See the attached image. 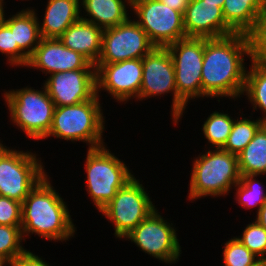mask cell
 I'll return each instance as SVG.
<instances>
[{
	"label": "cell",
	"mask_w": 266,
	"mask_h": 266,
	"mask_svg": "<svg viewBox=\"0 0 266 266\" xmlns=\"http://www.w3.org/2000/svg\"><path fill=\"white\" fill-rule=\"evenodd\" d=\"M80 18L91 22L103 30L113 28L127 21L131 16L128 8L132 7V0H80ZM88 16V18H87Z\"/></svg>",
	"instance_id": "d6986e66"
},
{
	"label": "cell",
	"mask_w": 266,
	"mask_h": 266,
	"mask_svg": "<svg viewBox=\"0 0 266 266\" xmlns=\"http://www.w3.org/2000/svg\"><path fill=\"white\" fill-rule=\"evenodd\" d=\"M183 18L186 37L209 39L236 33L225 22L219 3L190 0Z\"/></svg>",
	"instance_id": "e0dca14e"
},
{
	"label": "cell",
	"mask_w": 266,
	"mask_h": 266,
	"mask_svg": "<svg viewBox=\"0 0 266 266\" xmlns=\"http://www.w3.org/2000/svg\"><path fill=\"white\" fill-rule=\"evenodd\" d=\"M265 6L266 0H225L222 13L225 22L236 33L247 34Z\"/></svg>",
	"instance_id": "7402d4cb"
},
{
	"label": "cell",
	"mask_w": 266,
	"mask_h": 266,
	"mask_svg": "<svg viewBox=\"0 0 266 266\" xmlns=\"http://www.w3.org/2000/svg\"><path fill=\"white\" fill-rule=\"evenodd\" d=\"M247 36L251 54L249 60L266 65V6L260 11Z\"/></svg>",
	"instance_id": "f1b7e54d"
},
{
	"label": "cell",
	"mask_w": 266,
	"mask_h": 266,
	"mask_svg": "<svg viewBox=\"0 0 266 266\" xmlns=\"http://www.w3.org/2000/svg\"><path fill=\"white\" fill-rule=\"evenodd\" d=\"M2 96L10 112V120L29 139L39 141L48 134L55 104L44 85L41 90L27 86L4 91Z\"/></svg>",
	"instance_id": "5b68a950"
},
{
	"label": "cell",
	"mask_w": 266,
	"mask_h": 266,
	"mask_svg": "<svg viewBox=\"0 0 266 266\" xmlns=\"http://www.w3.org/2000/svg\"><path fill=\"white\" fill-rule=\"evenodd\" d=\"M96 93L102 90L118 103L139 97L142 82V59H131L111 64H95Z\"/></svg>",
	"instance_id": "5bb4252c"
},
{
	"label": "cell",
	"mask_w": 266,
	"mask_h": 266,
	"mask_svg": "<svg viewBox=\"0 0 266 266\" xmlns=\"http://www.w3.org/2000/svg\"><path fill=\"white\" fill-rule=\"evenodd\" d=\"M225 0H205V2L219 3V7L222 9Z\"/></svg>",
	"instance_id": "ab89813d"
},
{
	"label": "cell",
	"mask_w": 266,
	"mask_h": 266,
	"mask_svg": "<svg viewBox=\"0 0 266 266\" xmlns=\"http://www.w3.org/2000/svg\"><path fill=\"white\" fill-rule=\"evenodd\" d=\"M142 66V82L137 101L171 93L173 96L171 116L174 124H178V94L175 69L167 47H155L142 58Z\"/></svg>",
	"instance_id": "4fadbf2b"
},
{
	"label": "cell",
	"mask_w": 266,
	"mask_h": 266,
	"mask_svg": "<svg viewBox=\"0 0 266 266\" xmlns=\"http://www.w3.org/2000/svg\"><path fill=\"white\" fill-rule=\"evenodd\" d=\"M6 265L10 266L11 261L4 255H0V266H6Z\"/></svg>",
	"instance_id": "74e56055"
},
{
	"label": "cell",
	"mask_w": 266,
	"mask_h": 266,
	"mask_svg": "<svg viewBox=\"0 0 266 266\" xmlns=\"http://www.w3.org/2000/svg\"><path fill=\"white\" fill-rule=\"evenodd\" d=\"M159 210H154L139 223L124 239L135 243L142 252L164 262L176 264L181 257V246L176 228ZM165 219V220H164Z\"/></svg>",
	"instance_id": "30bf717a"
},
{
	"label": "cell",
	"mask_w": 266,
	"mask_h": 266,
	"mask_svg": "<svg viewBox=\"0 0 266 266\" xmlns=\"http://www.w3.org/2000/svg\"><path fill=\"white\" fill-rule=\"evenodd\" d=\"M106 146L88 149L84 165L86 191L98 212L134 177L129 166Z\"/></svg>",
	"instance_id": "8992f818"
},
{
	"label": "cell",
	"mask_w": 266,
	"mask_h": 266,
	"mask_svg": "<svg viewBox=\"0 0 266 266\" xmlns=\"http://www.w3.org/2000/svg\"><path fill=\"white\" fill-rule=\"evenodd\" d=\"M156 46L132 18L103 31L101 54L96 64L142 59Z\"/></svg>",
	"instance_id": "7c38bea8"
},
{
	"label": "cell",
	"mask_w": 266,
	"mask_h": 266,
	"mask_svg": "<svg viewBox=\"0 0 266 266\" xmlns=\"http://www.w3.org/2000/svg\"><path fill=\"white\" fill-rule=\"evenodd\" d=\"M141 183L134 176L100 210L112 223L114 235L120 240L157 209Z\"/></svg>",
	"instance_id": "ba28073f"
},
{
	"label": "cell",
	"mask_w": 266,
	"mask_h": 266,
	"mask_svg": "<svg viewBox=\"0 0 266 266\" xmlns=\"http://www.w3.org/2000/svg\"><path fill=\"white\" fill-rule=\"evenodd\" d=\"M135 21L156 47H167L186 38L183 13L159 0H132Z\"/></svg>",
	"instance_id": "8fae6325"
},
{
	"label": "cell",
	"mask_w": 266,
	"mask_h": 266,
	"mask_svg": "<svg viewBox=\"0 0 266 266\" xmlns=\"http://www.w3.org/2000/svg\"><path fill=\"white\" fill-rule=\"evenodd\" d=\"M103 31L95 24L80 18L58 39L64 46L82 54L95 65L101 54Z\"/></svg>",
	"instance_id": "ac0fdd59"
},
{
	"label": "cell",
	"mask_w": 266,
	"mask_h": 266,
	"mask_svg": "<svg viewBox=\"0 0 266 266\" xmlns=\"http://www.w3.org/2000/svg\"><path fill=\"white\" fill-rule=\"evenodd\" d=\"M256 214V219L254 220L266 230V202L262 205V207Z\"/></svg>",
	"instance_id": "d590c367"
},
{
	"label": "cell",
	"mask_w": 266,
	"mask_h": 266,
	"mask_svg": "<svg viewBox=\"0 0 266 266\" xmlns=\"http://www.w3.org/2000/svg\"><path fill=\"white\" fill-rule=\"evenodd\" d=\"M50 178L47 174L23 200L21 230L25 242L32 234L54 242H66L75 237L77 230L68 205L56 192Z\"/></svg>",
	"instance_id": "7a4b0ae2"
},
{
	"label": "cell",
	"mask_w": 266,
	"mask_h": 266,
	"mask_svg": "<svg viewBox=\"0 0 266 266\" xmlns=\"http://www.w3.org/2000/svg\"><path fill=\"white\" fill-rule=\"evenodd\" d=\"M0 139V157L9 149V147L5 146L3 143V140Z\"/></svg>",
	"instance_id": "f35d334b"
},
{
	"label": "cell",
	"mask_w": 266,
	"mask_h": 266,
	"mask_svg": "<svg viewBox=\"0 0 266 266\" xmlns=\"http://www.w3.org/2000/svg\"><path fill=\"white\" fill-rule=\"evenodd\" d=\"M235 118L222 113L213 111L202 125L204 139H207L209 148H223L231 133ZM213 146V147H212Z\"/></svg>",
	"instance_id": "4316f807"
},
{
	"label": "cell",
	"mask_w": 266,
	"mask_h": 266,
	"mask_svg": "<svg viewBox=\"0 0 266 266\" xmlns=\"http://www.w3.org/2000/svg\"><path fill=\"white\" fill-rule=\"evenodd\" d=\"M0 52L6 55L7 64L20 68L27 65L29 57L14 45V37L11 29L4 23H0Z\"/></svg>",
	"instance_id": "1f68e13d"
},
{
	"label": "cell",
	"mask_w": 266,
	"mask_h": 266,
	"mask_svg": "<svg viewBox=\"0 0 266 266\" xmlns=\"http://www.w3.org/2000/svg\"><path fill=\"white\" fill-rule=\"evenodd\" d=\"M175 69L178 122L192 99L202 98L204 38L186 37L167 46Z\"/></svg>",
	"instance_id": "52a82bcc"
},
{
	"label": "cell",
	"mask_w": 266,
	"mask_h": 266,
	"mask_svg": "<svg viewBox=\"0 0 266 266\" xmlns=\"http://www.w3.org/2000/svg\"><path fill=\"white\" fill-rule=\"evenodd\" d=\"M237 117L234 120L231 133L228 136V140L223 150L238 155L254 138L258 129L264 124L258 118L252 120V116L248 117ZM240 118V119H239Z\"/></svg>",
	"instance_id": "484cf974"
},
{
	"label": "cell",
	"mask_w": 266,
	"mask_h": 266,
	"mask_svg": "<svg viewBox=\"0 0 266 266\" xmlns=\"http://www.w3.org/2000/svg\"><path fill=\"white\" fill-rule=\"evenodd\" d=\"M10 266H52L49 265L42 256L39 257L30 250H26L21 256H18L11 262Z\"/></svg>",
	"instance_id": "836d02e7"
},
{
	"label": "cell",
	"mask_w": 266,
	"mask_h": 266,
	"mask_svg": "<svg viewBox=\"0 0 266 266\" xmlns=\"http://www.w3.org/2000/svg\"><path fill=\"white\" fill-rule=\"evenodd\" d=\"M223 266H266V263L244 246L237 236L224 242Z\"/></svg>",
	"instance_id": "83f0119b"
},
{
	"label": "cell",
	"mask_w": 266,
	"mask_h": 266,
	"mask_svg": "<svg viewBox=\"0 0 266 266\" xmlns=\"http://www.w3.org/2000/svg\"><path fill=\"white\" fill-rule=\"evenodd\" d=\"M43 22L39 21L42 38H59L80 19V0H47Z\"/></svg>",
	"instance_id": "ffe728a7"
},
{
	"label": "cell",
	"mask_w": 266,
	"mask_h": 266,
	"mask_svg": "<svg viewBox=\"0 0 266 266\" xmlns=\"http://www.w3.org/2000/svg\"><path fill=\"white\" fill-rule=\"evenodd\" d=\"M29 8V9H28ZM20 10L14 15H5L4 23L11 29L14 45L30 57L42 39L39 30V18L34 7ZM34 8V9H33ZM7 17V19H6Z\"/></svg>",
	"instance_id": "44dd1931"
},
{
	"label": "cell",
	"mask_w": 266,
	"mask_h": 266,
	"mask_svg": "<svg viewBox=\"0 0 266 266\" xmlns=\"http://www.w3.org/2000/svg\"><path fill=\"white\" fill-rule=\"evenodd\" d=\"M250 69L247 70L244 90L242 95H246L254 110H261L263 115L258 119L266 123V65L251 61Z\"/></svg>",
	"instance_id": "cb8c5ba5"
},
{
	"label": "cell",
	"mask_w": 266,
	"mask_h": 266,
	"mask_svg": "<svg viewBox=\"0 0 266 266\" xmlns=\"http://www.w3.org/2000/svg\"><path fill=\"white\" fill-rule=\"evenodd\" d=\"M5 2H4V0H0V23H2L3 21H4V18H5V7H4V5H6V4H4Z\"/></svg>",
	"instance_id": "8d00e7d4"
},
{
	"label": "cell",
	"mask_w": 266,
	"mask_h": 266,
	"mask_svg": "<svg viewBox=\"0 0 266 266\" xmlns=\"http://www.w3.org/2000/svg\"><path fill=\"white\" fill-rule=\"evenodd\" d=\"M22 203L0 195V225L21 226Z\"/></svg>",
	"instance_id": "d6a6232c"
},
{
	"label": "cell",
	"mask_w": 266,
	"mask_h": 266,
	"mask_svg": "<svg viewBox=\"0 0 266 266\" xmlns=\"http://www.w3.org/2000/svg\"><path fill=\"white\" fill-rule=\"evenodd\" d=\"M25 67L38 69L45 76L77 69H96L82 54L64 46L58 38H42Z\"/></svg>",
	"instance_id": "2e32d148"
},
{
	"label": "cell",
	"mask_w": 266,
	"mask_h": 266,
	"mask_svg": "<svg viewBox=\"0 0 266 266\" xmlns=\"http://www.w3.org/2000/svg\"><path fill=\"white\" fill-rule=\"evenodd\" d=\"M164 5H168L169 8L179 11L180 13L185 12L190 0H159Z\"/></svg>",
	"instance_id": "e575fe53"
},
{
	"label": "cell",
	"mask_w": 266,
	"mask_h": 266,
	"mask_svg": "<svg viewBox=\"0 0 266 266\" xmlns=\"http://www.w3.org/2000/svg\"><path fill=\"white\" fill-rule=\"evenodd\" d=\"M251 58L247 34L234 33L220 38H204L202 98L243 97L247 67ZM245 59H244V58ZM220 97V98H219Z\"/></svg>",
	"instance_id": "6da1fadb"
},
{
	"label": "cell",
	"mask_w": 266,
	"mask_h": 266,
	"mask_svg": "<svg viewBox=\"0 0 266 266\" xmlns=\"http://www.w3.org/2000/svg\"><path fill=\"white\" fill-rule=\"evenodd\" d=\"M192 163L187 197L191 202L207 196L229 195L231 188L240 181L238 155L222 148H208Z\"/></svg>",
	"instance_id": "3957f363"
},
{
	"label": "cell",
	"mask_w": 266,
	"mask_h": 266,
	"mask_svg": "<svg viewBox=\"0 0 266 266\" xmlns=\"http://www.w3.org/2000/svg\"><path fill=\"white\" fill-rule=\"evenodd\" d=\"M55 107L91 100L96 93V69H77L50 74L43 83Z\"/></svg>",
	"instance_id": "9a60e30c"
},
{
	"label": "cell",
	"mask_w": 266,
	"mask_h": 266,
	"mask_svg": "<svg viewBox=\"0 0 266 266\" xmlns=\"http://www.w3.org/2000/svg\"><path fill=\"white\" fill-rule=\"evenodd\" d=\"M261 175H241L240 181L232 188L236 190V203L241 205V208L253 209L257 207L256 213L266 202V189L264 185L256 179ZM266 187V186H265Z\"/></svg>",
	"instance_id": "d4e9b609"
},
{
	"label": "cell",
	"mask_w": 266,
	"mask_h": 266,
	"mask_svg": "<svg viewBox=\"0 0 266 266\" xmlns=\"http://www.w3.org/2000/svg\"><path fill=\"white\" fill-rule=\"evenodd\" d=\"M23 241L21 226L0 225V255L12 262L27 250Z\"/></svg>",
	"instance_id": "f546056e"
},
{
	"label": "cell",
	"mask_w": 266,
	"mask_h": 266,
	"mask_svg": "<svg viewBox=\"0 0 266 266\" xmlns=\"http://www.w3.org/2000/svg\"><path fill=\"white\" fill-rule=\"evenodd\" d=\"M99 97L96 94L88 101L55 107L51 128L42 141L54 137L73 143L85 142L88 149L104 146L106 120Z\"/></svg>",
	"instance_id": "277c9868"
},
{
	"label": "cell",
	"mask_w": 266,
	"mask_h": 266,
	"mask_svg": "<svg viewBox=\"0 0 266 266\" xmlns=\"http://www.w3.org/2000/svg\"><path fill=\"white\" fill-rule=\"evenodd\" d=\"M241 175L266 176V123L256 132L254 138L238 154Z\"/></svg>",
	"instance_id": "603a6c76"
},
{
	"label": "cell",
	"mask_w": 266,
	"mask_h": 266,
	"mask_svg": "<svg viewBox=\"0 0 266 266\" xmlns=\"http://www.w3.org/2000/svg\"><path fill=\"white\" fill-rule=\"evenodd\" d=\"M29 151L9 148L0 157L1 196L23 203L28 194L47 175L41 157L38 158L37 154Z\"/></svg>",
	"instance_id": "9c48e42d"
},
{
	"label": "cell",
	"mask_w": 266,
	"mask_h": 266,
	"mask_svg": "<svg viewBox=\"0 0 266 266\" xmlns=\"http://www.w3.org/2000/svg\"><path fill=\"white\" fill-rule=\"evenodd\" d=\"M241 236V237H240ZM253 254L266 263V230L255 220L237 237Z\"/></svg>",
	"instance_id": "4dcf8cb0"
}]
</instances>
